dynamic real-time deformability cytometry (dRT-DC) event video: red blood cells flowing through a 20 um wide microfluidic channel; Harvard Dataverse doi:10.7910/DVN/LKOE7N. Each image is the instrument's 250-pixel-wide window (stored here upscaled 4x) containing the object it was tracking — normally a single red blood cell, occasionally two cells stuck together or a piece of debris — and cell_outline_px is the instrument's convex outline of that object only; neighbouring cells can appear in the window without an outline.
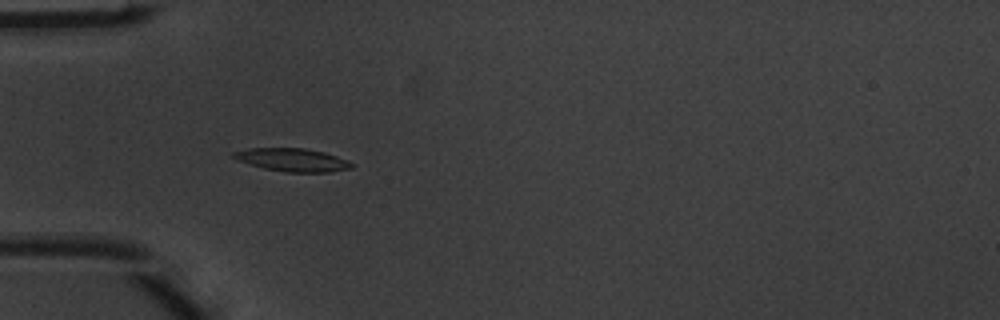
{"species": "common noctule bat (a hibernating species)", "species_latin": "Nyctalus noctula", "temperature_condition": "warm", "stored_images_in_passage": 5, "camera_frame_rate_fps": 3000, "um_per_image_px": 0.085, "animal": {"sex": "male", "body_mass_g": 20.1, "forearm_length_mm": 53.5}, "frame": {"image": 1, "passage_image": 4, "time_ms": 1.0, "image_size_px": [1000, 320], "cell_outline_px": [[356, 164], [352, 168], [332, 172], [284, 172], [264, 168], [236, 160], [232, 156], [232, 152], [248, 148], [304, 148], [324, 152], [348, 160]], "centroid_in_image_um": [24.88, 13.59], "position_along_channel_um": 60.1, "area_um2": 16.01}}